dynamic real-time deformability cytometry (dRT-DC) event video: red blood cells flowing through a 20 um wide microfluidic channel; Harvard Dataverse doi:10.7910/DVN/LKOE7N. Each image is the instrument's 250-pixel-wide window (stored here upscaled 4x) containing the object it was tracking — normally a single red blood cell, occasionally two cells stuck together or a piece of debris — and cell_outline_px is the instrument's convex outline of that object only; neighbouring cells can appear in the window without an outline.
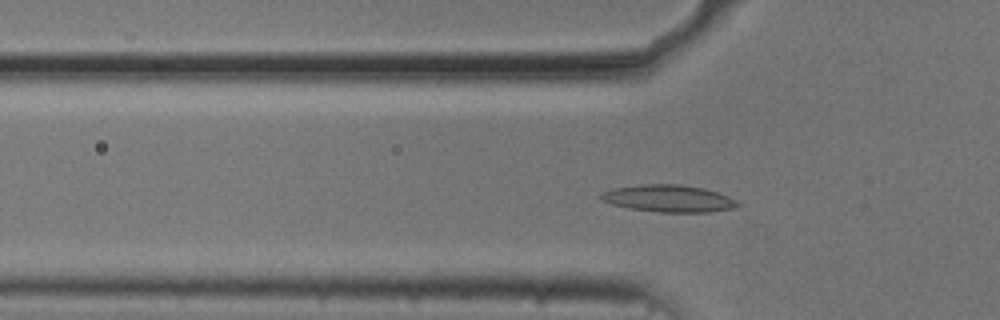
{"species": "common noctule bat (a hibernating species)", "species_latin": "Nyctalus noctula", "temperature_condition": "cold", "stored_images_in_passage": 54, "camera_frame_rate_fps": 3000, "um_per_image_px": 0.085, "animal": {"sex": "male", "body_mass_g": 20.5, "forearm_length_mm": 52.5}, "frame": {"image": 1, "passage_image": 17, "time_ms": 5.333, "image_size_px": [1000, 320], "cell_outline_px": [[744, 204], [732, 208], [708, 212], [660, 212], [628, 208], [612, 204], [600, 200], [600, 196], [604, 192], [612, 188], [640, 184], [680, 184], [704, 188], [728, 196]], "centroid_in_image_um": [56.84, 16.86], "position_along_channel_um": 69.0, "area_um2": 21.62}}
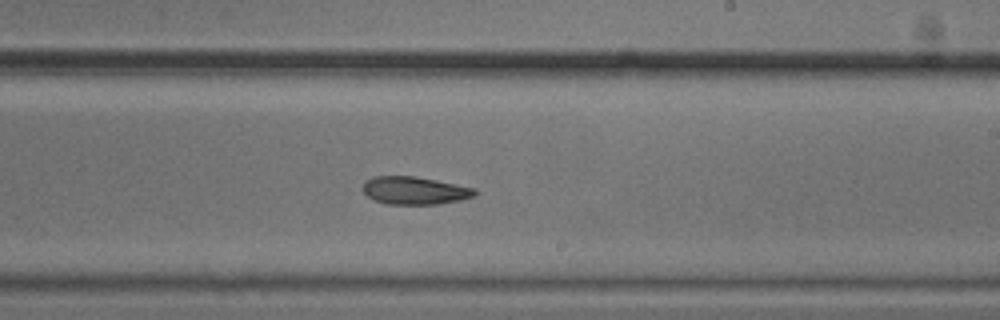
{"frame": {"image": 2, "passage_image": 32, "time_ms": 10.333, "image_size_px": [1000, 320], "cell_outline_px": [[476, 196], [460, 200], [436, 204], [388, 204], [376, 200], [368, 196], [364, 192], [364, 184], [368, 180], [376, 176], [416, 176], [476, 188]], "centroid_in_image_um": [35.3, 16.19], "position_along_channel_um": 253.7, "area_um2": 17.92}}
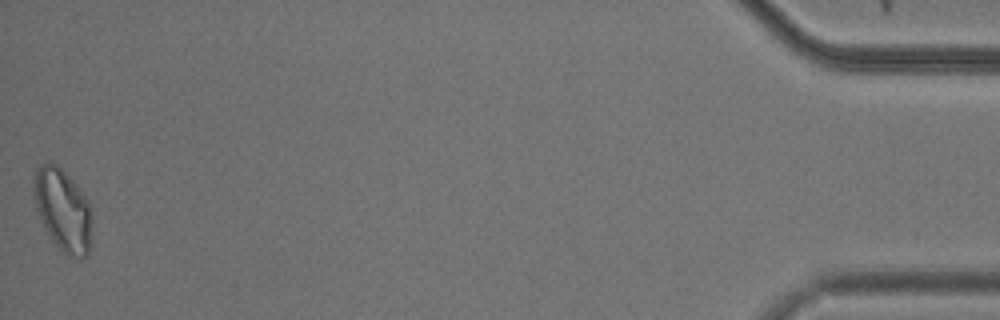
{"frame": {"image": 3, "passage_image": 54, "time_ms": 17.667, "image_size_px": [1000, 320], "cell_outline_px": [[92, 224], [88, 256], [68, 256], [56, 244], [44, 228], [36, 208], [32, 188], [32, 180], [36, 168], [44, 160], [56, 164], [76, 184], [88, 200], [92, 212]], "centroid_in_image_um": [5.32, 17.79], "position_along_channel_um": 429.9, "area_um2": 28.09}, "authors_computed_cell_mechanics": {"area_um2": 19.7676, "velocity_mm_per_s": 3.6883, "shape_relaxation_time_tau1_ms": null, "shape_relaxation_time_tau2_ms": 5.9341, "deformation_change_tau1": null, "deformation_change_tau2": 0.1283}}